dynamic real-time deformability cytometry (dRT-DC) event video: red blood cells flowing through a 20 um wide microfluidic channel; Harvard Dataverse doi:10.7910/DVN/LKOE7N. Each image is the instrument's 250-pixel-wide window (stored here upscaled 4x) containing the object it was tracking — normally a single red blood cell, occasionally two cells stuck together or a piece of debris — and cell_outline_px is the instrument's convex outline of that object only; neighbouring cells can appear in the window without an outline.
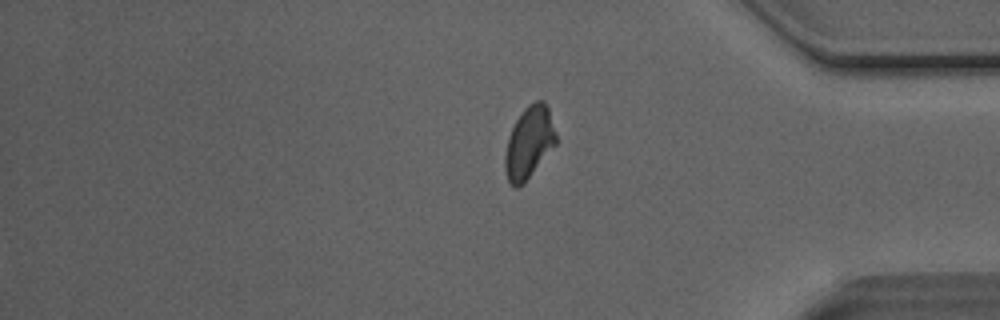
{"species": "Egyptian fruit bat (a non-hibernating species)", "species_latin": "Rousettus aegyptiacus", "temperature_condition": "room temperature", "stored_images_in_passage": 34, "segment_of_instrument_passage": [2, 2], "camera_frame_rate_fps": 3000, "um_per_image_px": 0.085, "animal": {"sex": "male"}, "frame": {"image": 1, "passage_image": 34, "time_ms": 11.0, "image_size_px": [1000, 320], "cell_outline_px": [[556, 144], [524, 184], [516, 188], [512, 188], [508, 184], [504, 168], [504, 156], [508, 136], [516, 120], [524, 108], [528, 104], [536, 100], [544, 100], [548, 108], [556, 132]], "centroid_in_image_um": [44.95, 12.15], "position_along_channel_um": 390.3, "area_um2": 21.68}}